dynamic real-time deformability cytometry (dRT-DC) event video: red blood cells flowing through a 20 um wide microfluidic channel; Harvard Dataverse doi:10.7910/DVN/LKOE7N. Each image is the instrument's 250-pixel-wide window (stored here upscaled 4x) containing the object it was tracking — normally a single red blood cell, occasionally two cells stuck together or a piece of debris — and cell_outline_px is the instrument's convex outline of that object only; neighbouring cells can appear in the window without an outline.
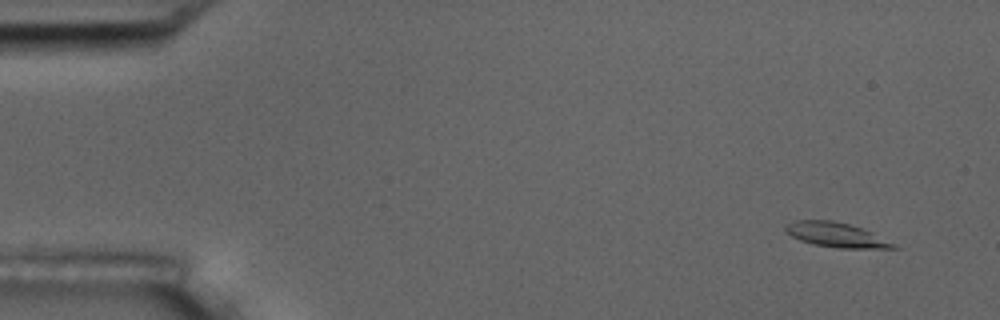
{"species": "common noctule bat (a hibernating species)", "species_latin": "Nyctalus noctula", "temperature_condition": "room temperature", "stored_images_in_passage": 5, "segment_of_instrument_passage": [1, 2], "camera_frame_rate_fps": 3000, "um_per_image_px": 0.085, "animal": {"sex": "male", "body_mass_g": 17.5, "forearm_length_mm": 52.3}, "frame": {"image": 1, "passage_image": 1, "time_ms": 0.0, "image_size_px": [1000, 320], "cell_outline_px": [[900, 248], [840, 248], [812, 244], [800, 240], [784, 232], [784, 228], [788, 224], [796, 220], [832, 220], [848, 224], [872, 232], [896, 244]], "centroid_in_image_um": [71.06, 19.96], "position_along_channel_um": 13.9, "area_um2": 15.37}}
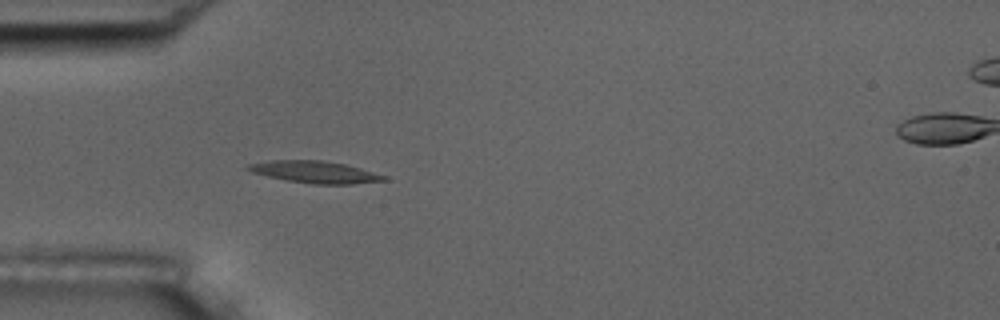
{"frame": {"image": 2, "passage_image": 4, "time_ms": 4.333, "image_size_px": [1000, 320], "cell_outline_px": [[388, 180], [352, 184], [312, 184], [284, 180], [252, 172], [244, 168], [248, 164], [272, 160], [320, 160], [344, 164], [360, 168], [384, 176]], "centroid_in_image_um": [26.72, 14.62], "position_along_channel_um": 58.3, "area_um2": 17.22}}